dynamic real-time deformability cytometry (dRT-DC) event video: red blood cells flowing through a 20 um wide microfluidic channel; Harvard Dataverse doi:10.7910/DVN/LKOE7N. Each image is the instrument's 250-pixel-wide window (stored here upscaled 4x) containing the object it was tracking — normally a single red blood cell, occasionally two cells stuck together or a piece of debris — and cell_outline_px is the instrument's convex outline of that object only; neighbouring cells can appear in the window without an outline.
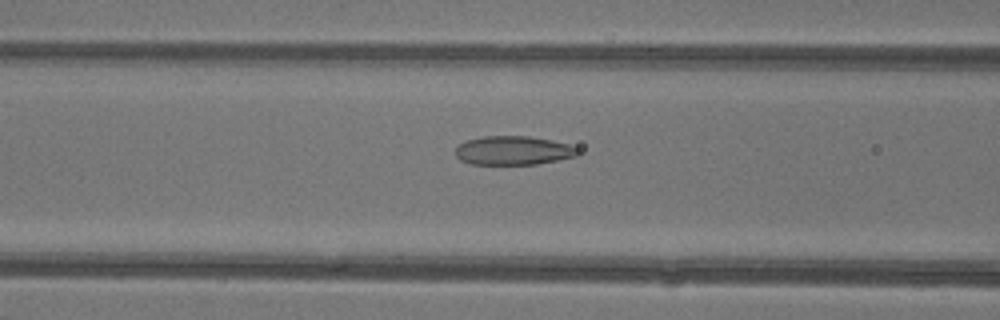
{"species": "common noctule bat (a hibernating species)", "species_latin": "Nyctalus noctula", "temperature_condition": "warm", "stored_images_in_passage": 47, "camera_frame_rate_fps": 3000, "um_per_image_px": 0.085, "animal": {"sex": "female"}, "frame": {"image": 1, "passage_image": 20, "time_ms": 6.333, "image_size_px": [1000, 320], "cell_outline_px": [[580, 152], [576, 156], [536, 164], [472, 164], [460, 160], [452, 152], [460, 144], [468, 140], [484, 136], [528, 136], [552, 140], [568, 144], [576, 148]], "centroid_in_image_um": [43.6, 12.79], "position_along_channel_um": 123.0, "area_um2": 20.52}}
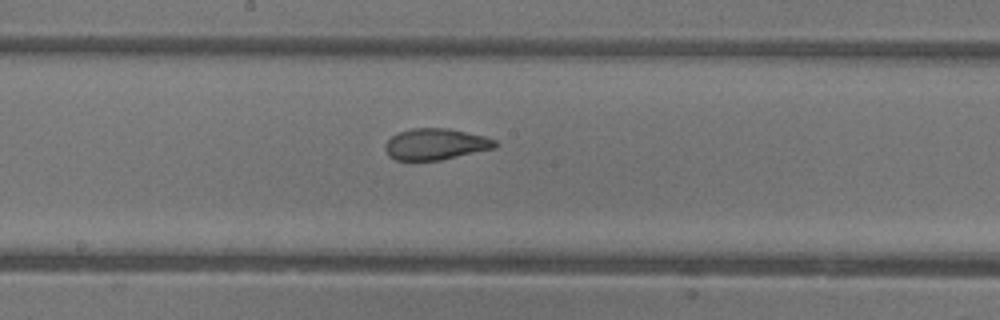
{"frame": {"image": 2, "passage_image": 26, "time_ms": 8.333, "image_size_px": [1000, 320], "cell_outline_px": [[500, 144], [496, 148], [440, 160], [396, 160], [388, 156], [384, 148], [384, 144], [392, 136], [400, 132], [412, 128], [448, 128], [484, 136], [496, 140]], "centroid_in_image_um": [37.04, 12.26], "position_along_channel_um": 211.2, "area_um2": 20.11}}
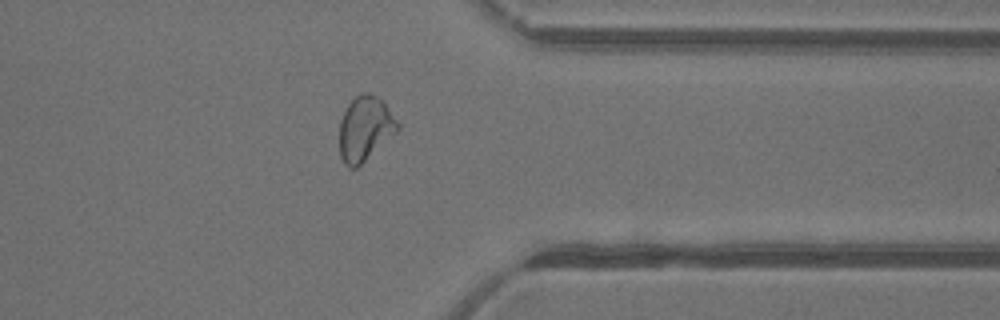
{"frame": {"image": 3, "passage_image": 38, "time_ms": 12.333, "image_size_px": [1000, 320], "cell_outline_px": [[400, 128], [396, 132], [356, 168], [348, 168], [344, 164], [340, 156], [340, 120], [348, 104], [360, 92], [368, 92], [380, 96], [400, 124]], "centroid_in_image_um": [31.03, 10.9], "position_along_channel_um": 380.4, "area_um2": 21.91}, "authors_computed_cell_mechanics": {"area_um2": 23.2356, "velocity_mm_per_s": 4.3927, "shape_relaxation_time_tau1_ms": 8.6258, "shape_relaxation_time_tau2_ms": 1.1588, "deformation_change_tau1": 0.2332, "deformation_change_tau2": 0.0818}}